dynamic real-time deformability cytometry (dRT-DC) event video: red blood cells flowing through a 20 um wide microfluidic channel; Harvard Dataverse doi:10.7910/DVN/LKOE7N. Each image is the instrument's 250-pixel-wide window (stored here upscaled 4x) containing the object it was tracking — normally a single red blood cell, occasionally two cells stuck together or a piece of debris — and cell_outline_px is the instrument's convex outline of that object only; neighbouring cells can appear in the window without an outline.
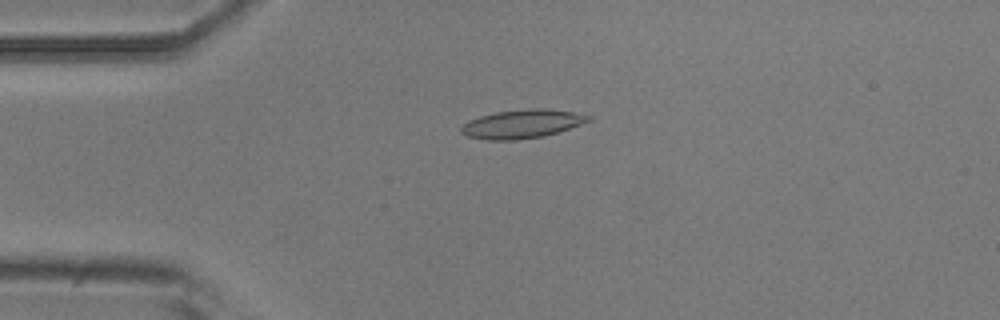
{"species": "common noctule bat (a hibernating species)", "species_latin": "Nyctalus noctula", "temperature_condition": "room temperature", "stored_images_in_passage": 54, "camera_frame_rate_fps": 3000, "um_per_image_px": 0.085, "animal": {"sex": "male", "body_mass_g": 20.5, "forearm_length_mm": 52.5}, "frame": {"image": 1, "passage_image": 13, "time_ms": 4.0, "image_size_px": [1000, 320], "cell_outline_px": [[592, 120], [544, 136], [516, 140], [488, 140], [468, 136], [460, 132], [460, 128], [468, 120], [480, 116], [496, 112], [528, 108], [544, 108], [572, 112], [592, 116]], "centroid_in_image_um": [44.35, 10.53], "position_along_channel_um": 40.7, "area_um2": 21.1}}
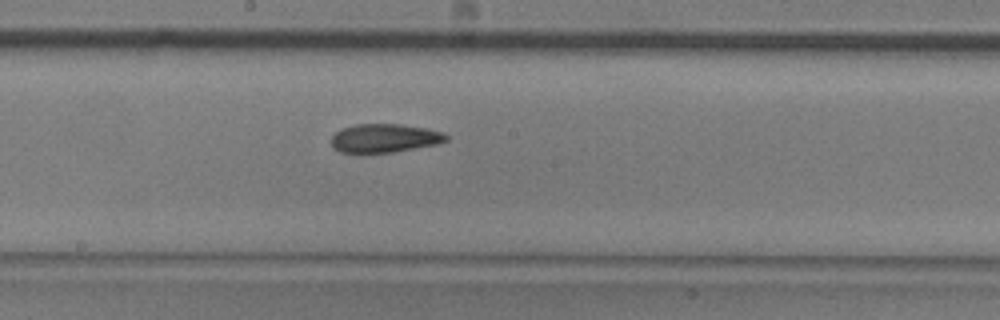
{"frame": {"image": 2, "passage_image": 29, "time_ms": 9.333, "image_size_px": [1000, 320], "cell_outline_px": [[448, 140], [440, 144], [392, 152], [364, 156], [340, 152], [332, 148], [332, 136], [340, 128], [356, 124], [400, 124], [428, 128], [444, 132], [448, 136]], "centroid_in_image_um": [32.66, 11.78], "position_along_channel_um": 215.5, "area_um2": 20.06}}
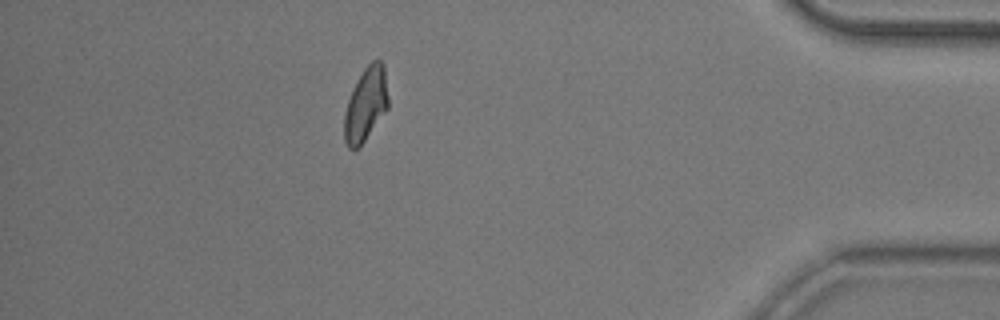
{"frame": {"image": 3, "passage_image": 48, "time_ms": 15.667, "image_size_px": [1000, 320], "cell_outline_px": [[388, 108], [364, 140], [356, 148], [348, 148], [344, 140], [344, 112], [348, 100], [356, 80], [364, 68], [372, 60], [380, 60], [384, 64], [388, 96]], "centroid_in_image_um": [31.09, 8.83], "position_along_channel_um": 404.1, "area_um2": 18.73}, "authors_computed_cell_mechanics": {"area_um2": 19.7676, "velocity_mm_per_s": 3.7083, "shape_relaxation_time_tau1_ms": 7.4411, "shape_relaxation_time_tau2_ms": 2.0488, "deformation_change_tau1": 0.1737, "deformation_change_tau2": 0.0925}}